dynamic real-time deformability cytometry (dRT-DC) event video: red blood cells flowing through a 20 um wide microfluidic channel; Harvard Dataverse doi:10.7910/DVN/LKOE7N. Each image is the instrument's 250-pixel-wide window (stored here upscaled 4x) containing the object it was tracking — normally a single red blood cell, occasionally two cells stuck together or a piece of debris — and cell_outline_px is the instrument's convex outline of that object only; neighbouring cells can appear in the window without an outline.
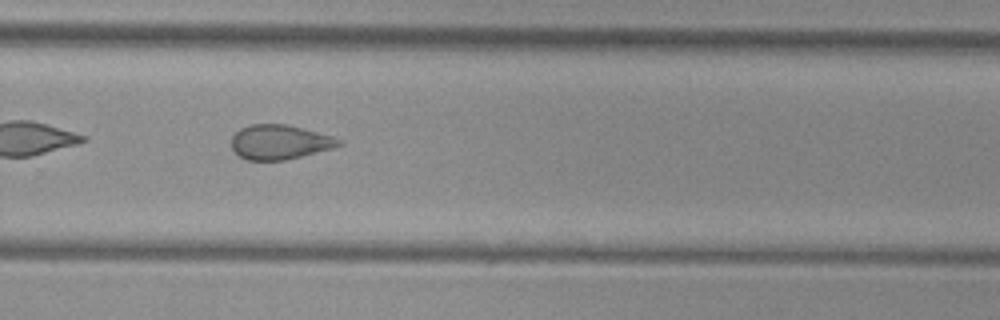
{"species": "common noctule bat (a hibernating species)", "species_latin": "Nyctalus noctula", "temperature_condition": "cold", "stored_images_in_passage": 34, "camera_frame_rate_fps": 3000, "um_per_image_px": 0.085, "animal": {"sex": "female", "body_mass_g": 29.2, "forearm_length_mm": 56.3}, "frame": {"image": 1, "passage_image": 20, "time_ms": 6.333, "image_size_px": [1000, 320], "cell_outline_px": [[344, 144], [332, 148], [284, 160], [244, 160], [232, 148], [232, 136], [240, 128], [252, 124], [284, 124], [332, 136], [344, 140]], "centroid_in_image_um": [23.77, 12.08], "position_along_channel_um": 306.0, "area_um2": 21.39}, "authors_computed_cell_mechanics": {"area_um2": 22.4264, "velocity_mm_per_s": 3.7446, "shape_relaxation_time_tau1_ms": null, "shape_relaxation_time_tau2_ms": 1.6678, "deformation_change_tau1": null, "deformation_change_tau2": 0.0809}}